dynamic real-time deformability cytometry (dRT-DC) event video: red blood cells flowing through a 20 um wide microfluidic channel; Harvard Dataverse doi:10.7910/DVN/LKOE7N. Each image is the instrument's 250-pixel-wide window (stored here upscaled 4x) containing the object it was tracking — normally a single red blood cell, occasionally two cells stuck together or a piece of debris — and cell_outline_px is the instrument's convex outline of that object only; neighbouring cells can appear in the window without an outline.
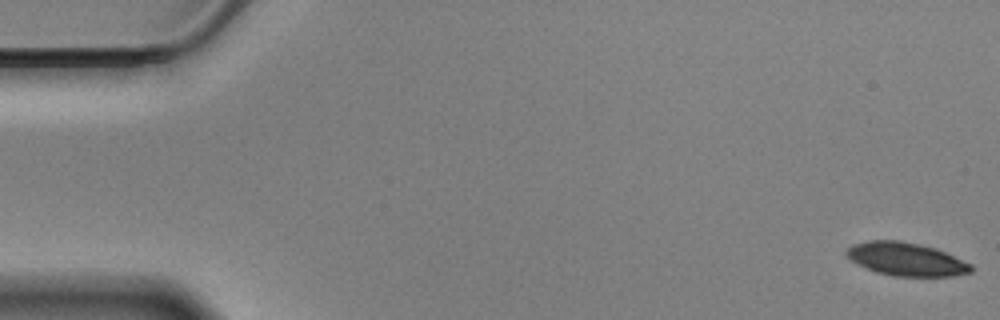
{"species": "Egyptian fruit bat (a non-hibernating species)", "species_latin": "Rousettus aegyptiacus", "temperature_condition": "cold", "stored_images_in_passage": 58, "camera_frame_rate_fps": 3000, "um_per_image_px": 0.085, "animal": {"sex": "male"}, "frame": {"image": 1, "passage_image": 1, "time_ms": 0.0, "image_size_px": [1000, 320], "cell_outline_px": [[972, 272], [952, 276], [892, 276], [876, 272], [864, 268], [856, 264], [844, 252], [852, 244], [868, 240], [900, 240], [920, 244], [936, 248], [972, 264]], "centroid_in_image_um": [77.0, 22.02], "position_along_channel_um": 8.0, "area_um2": 24.28}}
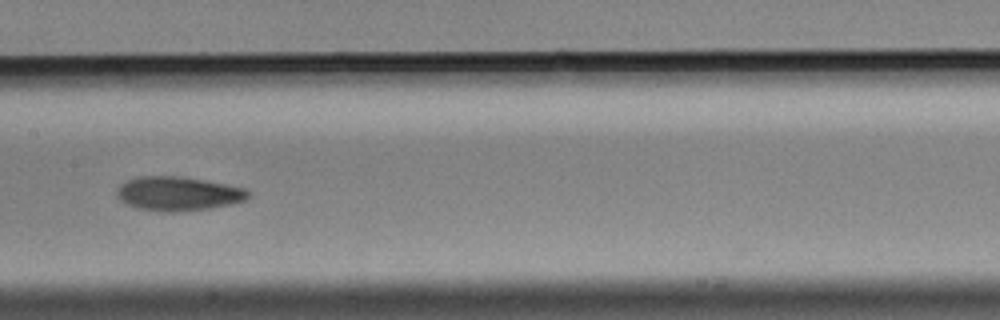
{"frame": {"image": 2, "passage_image": 29, "time_ms": 9.333, "image_size_px": [1000, 320], "cell_outline_px": [[252, 196], [244, 200], [232, 204], [212, 208], [180, 212], [164, 212], [140, 208], [124, 204], [116, 196], [116, 192], [120, 184], [128, 180], [140, 176], [180, 176], [228, 184], [248, 188]], "centroid_in_image_um": [15.18, 16.46], "position_along_channel_um": 192.2, "area_um2": 26.47}}
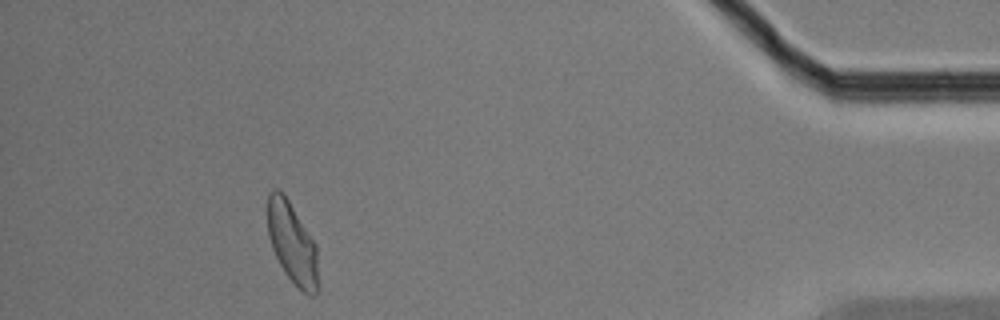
{"frame": {"image": 3, "passage_image": 53, "time_ms": 17.333, "image_size_px": [1000, 320], "cell_outline_px": [[316, 296], [308, 296], [284, 272], [272, 248], [268, 236], [268, 192], [272, 188], [280, 188], [284, 192], [316, 244]], "centroid_in_image_um": [24.8, 20.58], "position_along_channel_um": 410.4, "area_um2": 23.64}, "authors_computed_cell_mechanics": {"area_um2": 25.3164, "velocity_mm_per_s": 3.4497, "shape_relaxation_time_tau1_ms": 5.8429, "shape_relaxation_time_tau2_ms": 3.7287, "deformation_change_tau1": 0.1612, "deformation_change_tau2": 0.0972}}